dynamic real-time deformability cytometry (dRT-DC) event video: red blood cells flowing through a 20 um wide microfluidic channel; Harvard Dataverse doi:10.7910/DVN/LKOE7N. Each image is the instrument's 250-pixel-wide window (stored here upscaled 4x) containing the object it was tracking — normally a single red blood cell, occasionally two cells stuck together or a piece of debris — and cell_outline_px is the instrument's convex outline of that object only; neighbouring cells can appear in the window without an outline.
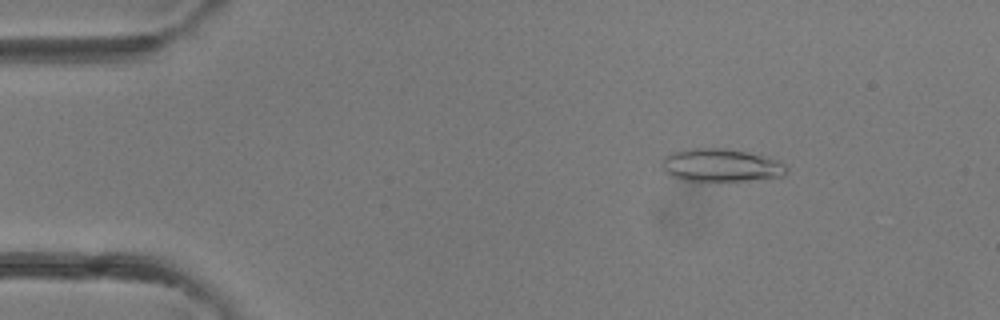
{"species": "common noctule bat (a hibernating species)", "species_latin": "Nyctalus noctula", "temperature_condition": "room temperature", "stored_images_in_passage": 39, "camera_frame_rate_fps": 3000, "um_per_image_px": 0.085, "animal": {"sex": "female"}, "frame": {"image": 1, "passage_image": 5, "time_ms": 1.333, "image_size_px": [1000, 320], "cell_outline_px": [[788, 172], [784, 176], [744, 180], [680, 180], [664, 172], [664, 156], [672, 152], [684, 148], [724, 148], [748, 152], [776, 160], [784, 164], [788, 168]], "centroid_in_image_um": [61.27, 14.03], "position_along_channel_um": 23.7, "area_um2": 23.64}}
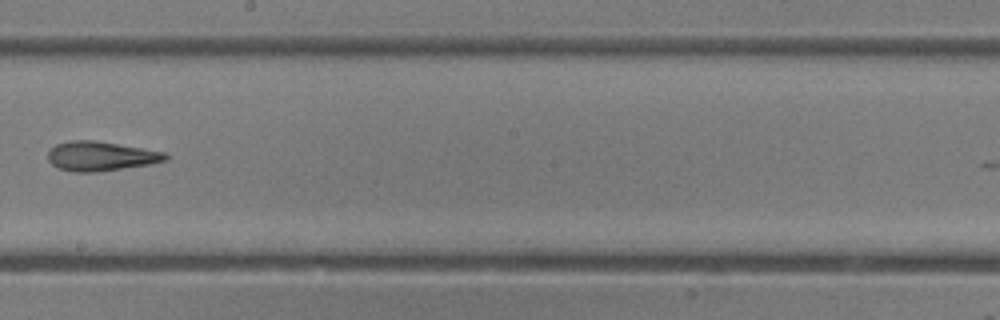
{"frame": {"image": 2, "passage_image": 22, "time_ms": 7.0, "image_size_px": [1000, 320], "cell_outline_px": [[168, 160], [148, 164], [96, 172], [72, 172], [56, 168], [48, 160], [48, 152], [56, 144], [72, 140], [92, 140], [164, 152], [168, 156]], "centroid_in_image_um": [8.51, 13.28], "position_along_channel_um": 239.7, "area_um2": 19.88}}
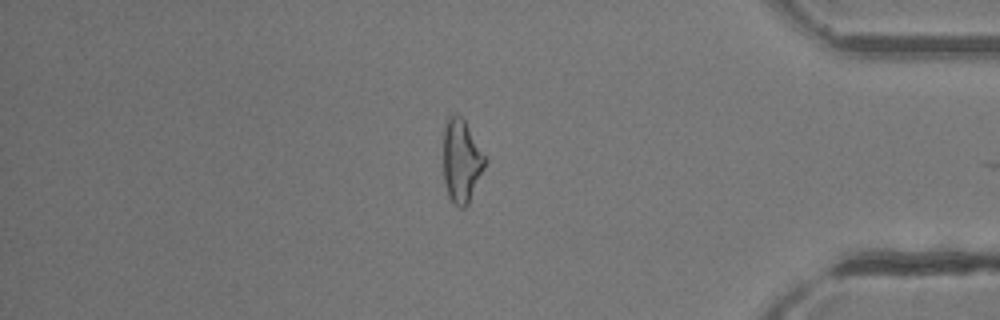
{"frame": {"image": 3, "passage_image": 33, "time_ms": 10.667, "image_size_px": [1000, 320], "cell_outline_px": [[488, 160], [468, 204], [464, 208], [460, 208], [452, 204], [448, 196], [444, 184], [444, 128], [448, 116], [452, 112], [456, 112], [464, 120]], "centroid_in_image_um": [39.22, 13.69], "position_along_channel_um": 396.0, "area_um2": 20.4}}